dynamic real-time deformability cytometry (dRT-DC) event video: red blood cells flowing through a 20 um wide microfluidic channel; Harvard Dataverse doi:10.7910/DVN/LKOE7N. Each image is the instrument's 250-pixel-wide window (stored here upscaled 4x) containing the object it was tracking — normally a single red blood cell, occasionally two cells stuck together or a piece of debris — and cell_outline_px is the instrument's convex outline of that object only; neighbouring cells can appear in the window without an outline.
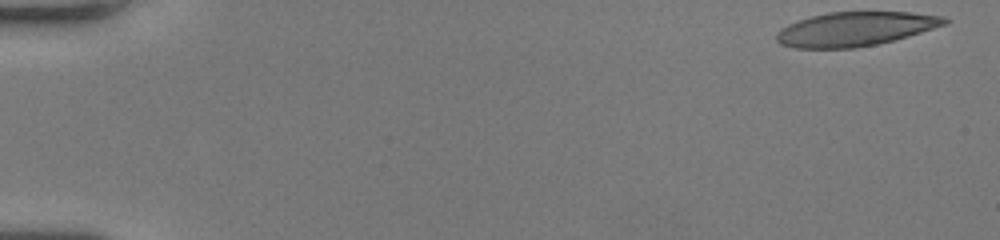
{"species": "human", "species_latin": "Homo sapiens", "temperature_condition": "room temperature", "stored_images_in_passage": 51, "camera_frame_rate_fps": 3000, "um_per_image_px": 0.085, "donor": {"sex": "female"}, "frame": {"image": 1, "passage_image": 1, "time_ms": 0.0, "image_size_px": [1000, 240], "cell_outline_px": [[952, 20], [948, 24], [908, 36], [876, 44], [856, 48], [796, 48], [780, 44], [776, 40], [776, 36], [788, 24], [812, 16], [828, 12], [912, 12], [944, 16]], "centroid_in_image_um": [72.77, 2.46], "position_along_channel_um": 12.2, "area_um2": 33.29}}
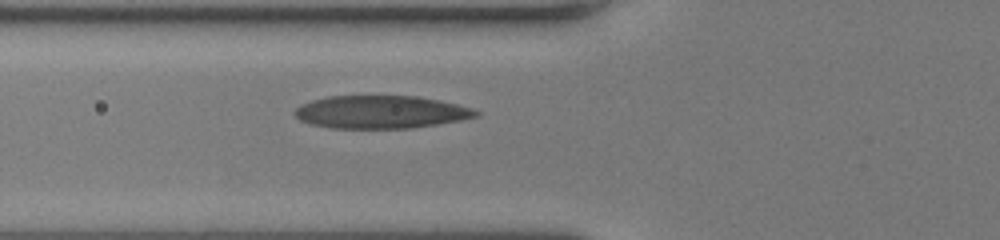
{"frame": {"image": 2, "passage_image": 20, "time_ms": 6.333, "image_size_px": [1000, 240], "cell_outline_px": [[480, 116], [460, 120], [412, 128], [332, 128], [312, 124], [300, 120], [292, 112], [300, 104], [312, 100], [328, 96], [416, 96], [440, 100], [472, 108], [480, 112]], "centroid_in_image_um": [32.37, 9.52], "position_along_channel_um": 93.4, "area_um2": 34.68}}
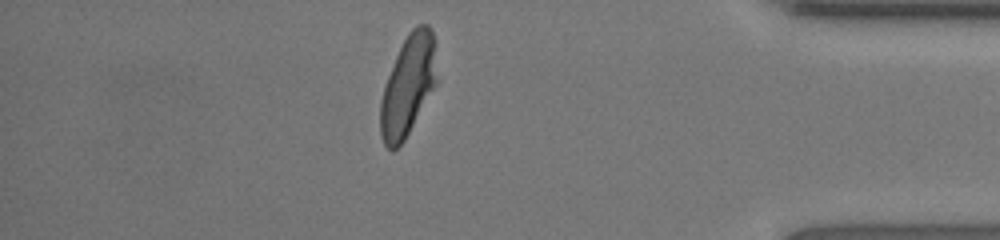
{"frame": {"image": 3, "passage_image": 45, "time_ms": 14.667, "image_size_px": [1000, 240], "cell_outline_px": [[440, 80], [404, 140], [392, 152], [384, 144], [380, 136], [380, 100], [384, 84], [396, 56], [408, 32], [416, 24], [428, 24], [436, 40]], "centroid_in_image_um": [34.74, 7.24], "position_along_channel_um": 400.5, "area_um2": 34.04}, "authors_computed_cell_mechanics": {"area_um2": 34.7956, "velocity_mm_per_s": 4.0684, "shape_relaxation_time_tau1_ms": 6.0589, "shape_relaxation_time_tau2_ms": 1.0615, "deformation_change_tau1": 0.2345, "deformation_change_tau2": 0.0908}}